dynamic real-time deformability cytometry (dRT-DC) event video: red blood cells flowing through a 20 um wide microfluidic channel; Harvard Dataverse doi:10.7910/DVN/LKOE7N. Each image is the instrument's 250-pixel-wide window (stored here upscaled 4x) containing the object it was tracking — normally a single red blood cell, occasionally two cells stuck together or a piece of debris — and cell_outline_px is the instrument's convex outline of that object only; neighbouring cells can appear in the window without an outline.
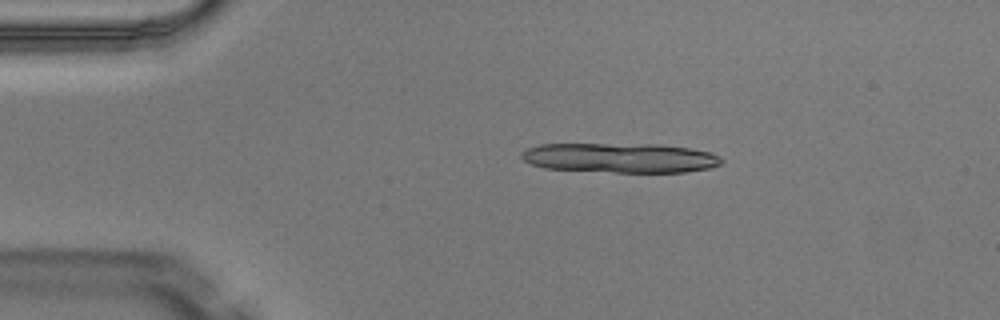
{"species": "Egyptian fruit bat (a non-hibernating species)", "species_latin": "Rousettus aegyptiacus", "temperature_condition": "warm", "stored_images_in_passage": 5, "camera_frame_rate_fps": 3000, "um_per_image_px": 0.085, "animal": {"sex": "male"}, "frame": {"image": 1, "passage_image": 3, "time_ms": 0.667, "image_size_px": [1000, 320], "cell_outline_px": [[724, 164], [712, 168], [684, 172], [616, 172], [544, 168], [532, 164], [524, 160], [520, 156], [520, 152], [528, 148], [540, 144], [660, 144], [688, 148], [712, 152], [720, 156], [724, 160]], "centroid_in_image_um": [52.78, 13.41], "position_along_channel_um": 32.2, "area_um2": 34.85}}